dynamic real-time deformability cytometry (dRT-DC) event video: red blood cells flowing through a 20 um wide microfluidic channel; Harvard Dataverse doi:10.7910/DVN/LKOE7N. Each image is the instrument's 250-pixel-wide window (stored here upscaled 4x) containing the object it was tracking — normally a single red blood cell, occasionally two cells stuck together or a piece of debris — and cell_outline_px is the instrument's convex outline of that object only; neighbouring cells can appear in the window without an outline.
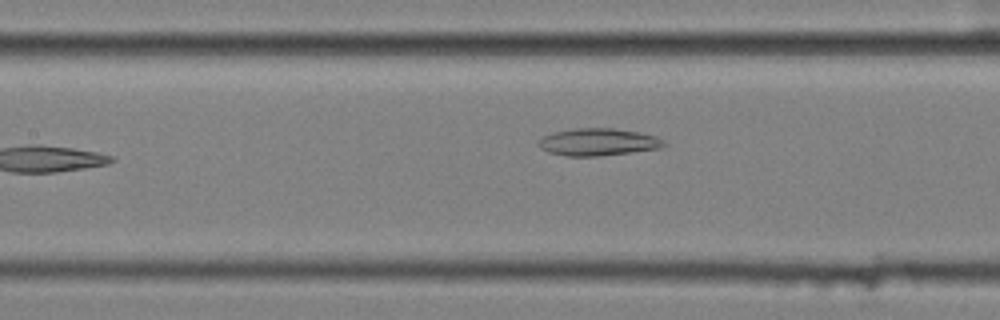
{"species": "common noctule bat (a hibernating species)", "species_latin": "Nyctalus noctula", "temperature_condition": "cold", "stored_images_in_passage": 35, "camera_frame_rate_fps": 3000, "um_per_image_px": 0.085, "animal": {"sex": "female", "body_mass_g": 25.1}, "frame": {"image": 1, "passage_image": 8, "time_ms": 2.333, "image_size_px": [1000, 320], "cell_outline_px": [[668, 144], [660, 148], [632, 152], [600, 156], [568, 156], [548, 152], [540, 148], [536, 144], [536, 140], [552, 132], [572, 128], [612, 128], [640, 132], [656, 136], [664, 140]], "centroid_in_image_um": [50.82, 12.07], "position_along_channel_um": 156.6, "area_um2": 20.23}}
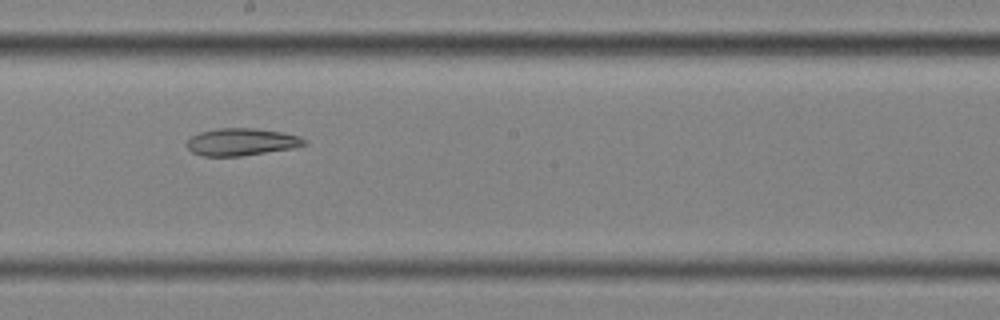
{"frame": {"image": 2, "passage_image": 14, "time_ms": 4.333, "image_size_px": [1000, 320], "cell_outline_px": [[308, 144], [292, 148], [240, 156], [200, 156], [192, 152], [188, 148], [188, 140], [192, 136], [200, 132], [216, 128], [252, 128], [280, 132], [300, 136], [308, 140]], "centroid_in_image_um": [20.54, 12.06], "position_along_channel_um": 227.7, "area_um2": 18.61}}
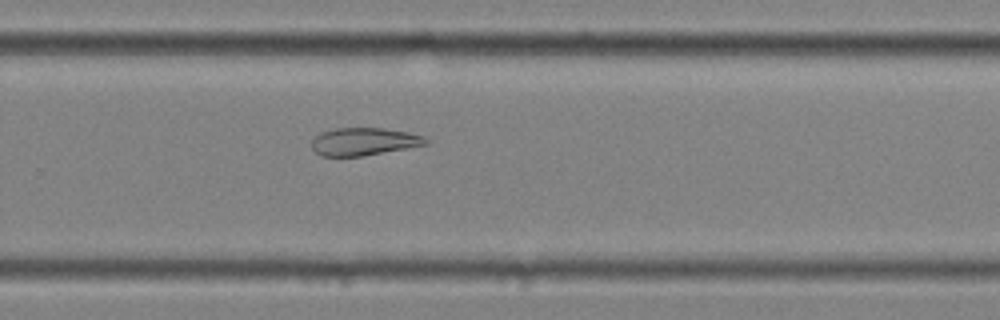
{"frame": {"image": 3, "passage_image": 20, "time_ms": 6.333, "image_size_px": [1000, 320], "cell_outline_px": [[428, 144], [364, 156], [320, 156], [312, 148], [312, 140], [320, 132], [336, 128], [380, 128], [408, 132], [424, 136], [428, 140]], "centroid_in_image_um": [30.92, 12.03], "position_along_channel_um": 298.9, "area_um2": 18.38}, "authors_computed_cell_mechanics": {"area_um2": 20.23, "velocity_mm_per_s": 3.5651, "shape_relaxation_time_tau1_ms": null, "shape_relaxation_time_tau2_ms": 5.3118, "deformation_change_tau1": null, "deformation_change_tau2": 0.1259}}